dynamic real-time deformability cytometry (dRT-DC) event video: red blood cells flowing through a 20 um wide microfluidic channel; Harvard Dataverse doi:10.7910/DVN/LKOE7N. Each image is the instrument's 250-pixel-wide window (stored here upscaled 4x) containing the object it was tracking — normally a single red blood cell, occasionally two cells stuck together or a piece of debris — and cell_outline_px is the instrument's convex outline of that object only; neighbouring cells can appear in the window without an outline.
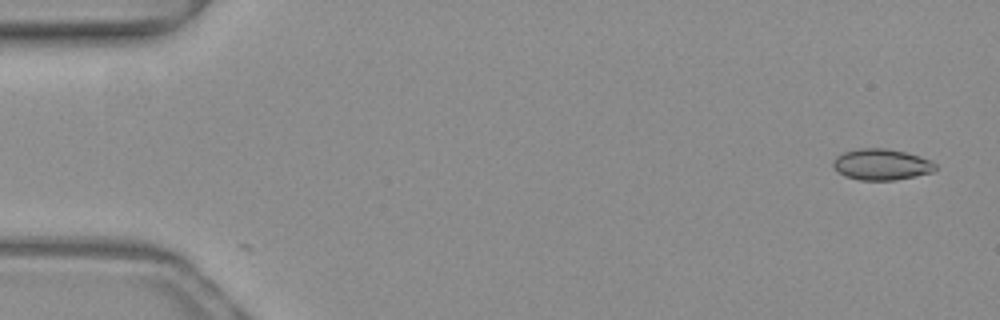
{"species": "common noctule bat (a hibernating species)", "species_latin": "Nyctalus noctula", "temperature_condition": "warm", "stored_images_in_passage": 3, "camera_frame_rate_fps": 3000, "um_per_image_px": 0.085, "animal": {"sex": "female", "body_mass_g": 19.3, "forearm_length_mm": 54.1}, "frame": {"image": 1, "passage_image": 3, "time_ms": 0.667, "image_size_px": [1000, 320], "cell_outline_px": [[936, 168], [932, 172], [916, 176], [896, 180], [860, 180], [844, 176], [836, 172], [832, 164], [832, 160], [836, 156], [844, 152], [860, 148], [884, 148], [904, 152], [920, 156], [932, 160], [936, 164]], "centroid_in_image_um": [74.9, 13.98], "position_along_channel_um": 10.1, "area_um2": 18.73}}